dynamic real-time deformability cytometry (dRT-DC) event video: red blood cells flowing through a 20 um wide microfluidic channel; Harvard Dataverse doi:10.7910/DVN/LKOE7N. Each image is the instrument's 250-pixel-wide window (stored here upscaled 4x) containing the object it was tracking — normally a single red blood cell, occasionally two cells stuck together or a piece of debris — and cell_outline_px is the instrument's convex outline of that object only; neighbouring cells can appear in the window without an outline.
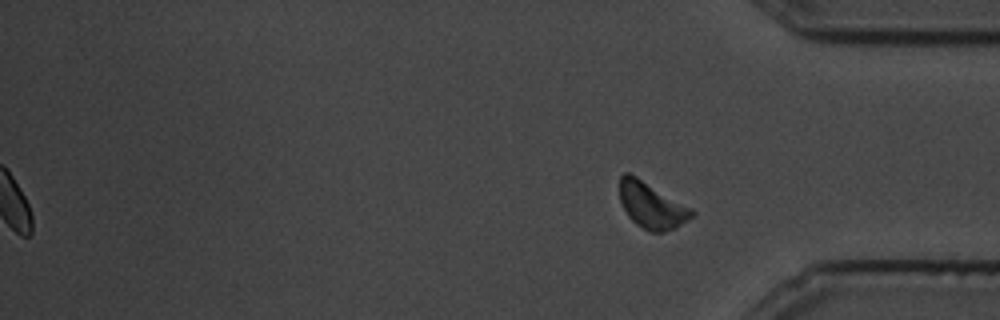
{"species": "common noctule bat (a hibernating species)", "species_latin": "Nyctalus noctula", "temperature_condition": "cold", "stored_images_in_passage": 20, "segment_of_instrument_passage": [2, 2], "camera_frame_rate_fps": 3000, "um_per_image_px": 0.085, "animal": {"sex": "male", "body_mass_g": 19.5, "forearm_length_mm": 54.6}, "frame": {"image": 1, "passage_image": 20, "time_ms": 6.333, "image_size_px": [1000, 320], "cell_outline_px": [[696, 212], [688, 220], [676, 228], [664, 232], [648, 232], [636, 224], [628, 216], [620, 200], [620, 176], [624, 172], [628, 172], [636, 176], [692, 208]], "centroid_in_image_um": [55.39, 17.47], "position_along_channel_um": 379.8, "area_um2": 19.36}}